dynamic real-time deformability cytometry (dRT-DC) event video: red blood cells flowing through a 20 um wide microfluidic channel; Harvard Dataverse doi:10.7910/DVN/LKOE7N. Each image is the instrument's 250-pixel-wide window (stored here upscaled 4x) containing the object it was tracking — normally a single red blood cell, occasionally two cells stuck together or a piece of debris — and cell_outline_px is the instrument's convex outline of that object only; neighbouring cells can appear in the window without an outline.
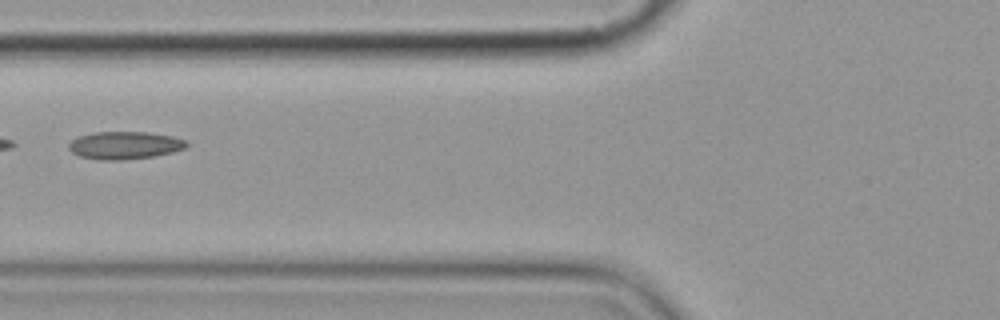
{"species": "common noctule bat (a hibernating species)", "species_latin": "Nyctalus noctula", "temperature_condition": "cold", "stored_images_in_passage": 6, "camera_frame_rate_fps": 3000, "um_per_image_px": 0.085, "animal": {"sex": "female", "body_mass_g": 19.9}, "frame": {"image": 1, "passage_image": 6, "time_ms": 6.667, "image_size_px": [1000, 320], "cell_outline_px": [[188, 144], [184, 148], [172, 152], [152, 156], [120, 160], [96, 160], [80, 156], [72, 152], [68, 148], [68, 144], [76, 136], [92, 132], [148, 132], [172, 136], [184, 140]], "centroid_in_image_um": [10.53, 12.34], "position_along_channel_um": 115.3, "area_um2": 18.96}}